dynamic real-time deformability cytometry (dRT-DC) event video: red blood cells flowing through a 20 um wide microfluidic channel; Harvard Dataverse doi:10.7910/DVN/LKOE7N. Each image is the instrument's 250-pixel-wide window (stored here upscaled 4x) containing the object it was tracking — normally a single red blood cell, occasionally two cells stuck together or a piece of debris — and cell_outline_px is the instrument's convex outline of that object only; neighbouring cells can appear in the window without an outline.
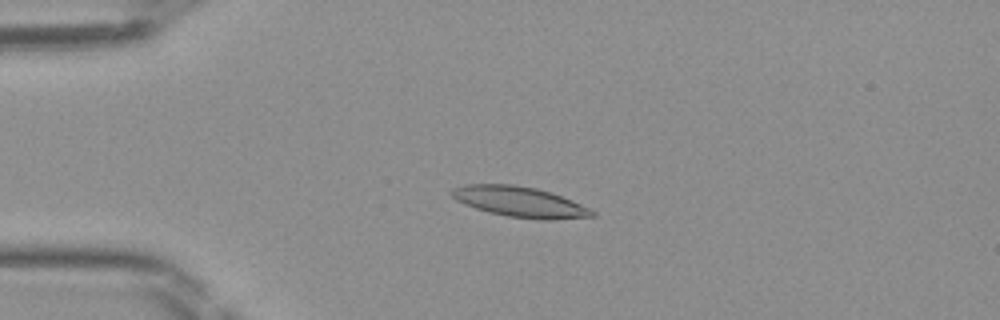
{"species": "Egyptian fruit bat (a non-hibernating species)", "species_latin": "Rousettus aegyptiacus", "temperature_condition": "room temperature", "stored_images_in_passage": 44, "camera_frame_rate_fps": 3000, "um_per_image_px": 0.085, "frame": {"image": 1, "passage_image": 8, "time_ms": 2.333, "image_size_px": [1000, 320], "cell_outline_px": [[596, 216], [548, 220], [540, 220], [508, 216], [488, 212], [464, 204], [456, 200], [448, 192], [452, 188], [464, 184], [512, 184], [536, 188], [572, 200], [596, 212]], "centroid_in_image_um": [44.14, 17.15], "position_along_channel_um": 40.9, "area_um2": 24.85}}
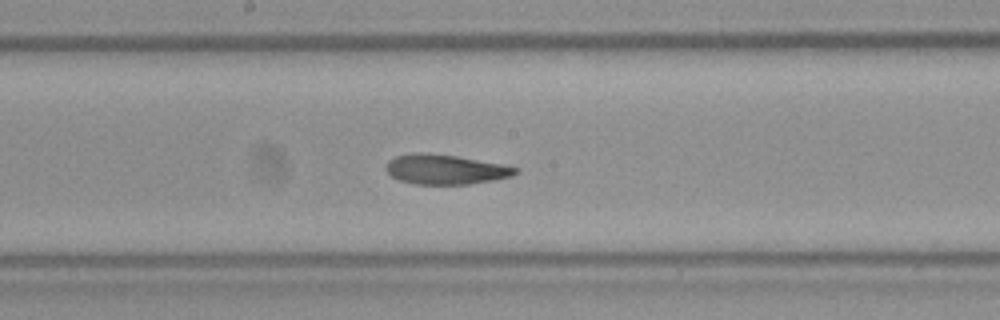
{"frame": {"image": 2, "passage_image": 22, "time_ms": 7.0, "image_size_px": [1000, 320], "cell_outline_px": [[520, 172], [512, 176], [492, 180], [468, 184], [416, 184], [400, 180], [392, 176], [384, 168], [388, 160], [396, 156], [416, 152], [428, 152], [456, 156], [504, 164], [520, 168]], "centroid_in_image_um": [37.88, 14.38], "position_along_channel_um": 210.3, "area_um2": 22.6}}
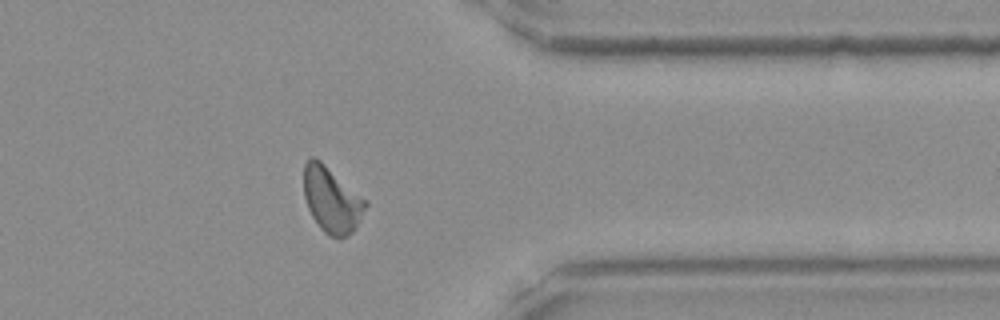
{"frame": {"image": 3, "passage_image": 35, "time_ms": 11.333, "image_size_px": [1000, 320], "cell_outline_px": [[368, 204], [356, 228], [348, 236], [340, 240], [336, 240], [324, 232], [320, 228], [312, 216], [308, 208], [304, 196], [304, 164], [312, 156], [320, 160], [368, 200]], "centroid_in_image_um": [28.22, 17.01], "position_along_channel_um": 383.2, "area_um2": 23.93}}